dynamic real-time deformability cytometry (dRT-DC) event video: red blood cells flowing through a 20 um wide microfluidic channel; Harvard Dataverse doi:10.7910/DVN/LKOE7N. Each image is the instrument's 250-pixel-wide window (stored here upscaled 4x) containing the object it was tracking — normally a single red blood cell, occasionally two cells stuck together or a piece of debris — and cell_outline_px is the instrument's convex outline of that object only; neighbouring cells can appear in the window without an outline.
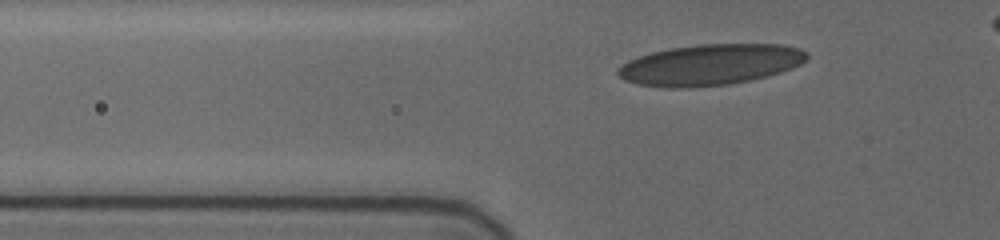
{"species": "human", "species_latin": "Homo sapiens", "temperature_condition": "cold", "stored_images_in_passage": 5, "camera_frame_rate_fps": 3000, "um_per_image_px": 0.085, "donor": {"sex": "female"}, "frame": {"image": 1, "passage_image": 5, "time_ms": 3.333, "image_size_px": [1000, 240], "cell_outline_px": [[808, 60], [800, 64], [780, 72], [768, 76], [728, 84], [688, 88], [664, 88], [640, 84], [624, 80], [616, 72], [616, 68], [628, 60], [652, 52], [668, 48], [700, 44], [780, 44], [800, 48], [808, 52]], "centroid_in_image_um": [60.36, 5.49], "position_along_channel_um": 65.4, "area_um2": 45.2}}